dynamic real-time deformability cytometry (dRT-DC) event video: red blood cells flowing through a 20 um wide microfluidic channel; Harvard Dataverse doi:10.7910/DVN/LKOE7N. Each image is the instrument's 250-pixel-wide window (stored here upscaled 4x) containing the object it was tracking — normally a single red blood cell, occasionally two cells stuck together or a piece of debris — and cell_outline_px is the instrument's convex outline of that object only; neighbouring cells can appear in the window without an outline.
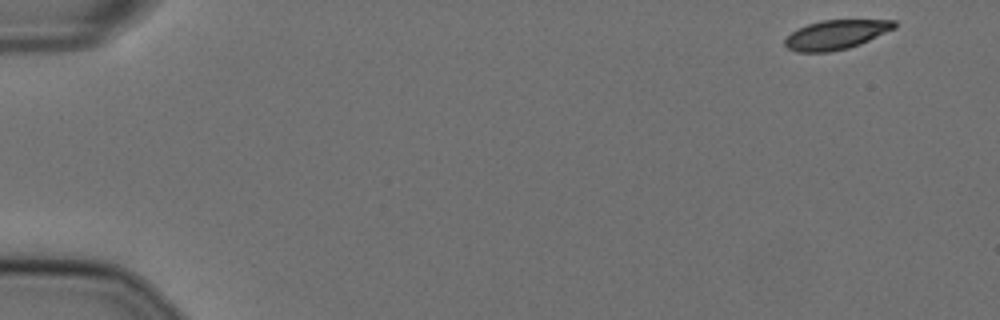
{"species": "Egyptian fruit bat (a non-hibernating species)", "species_latin": "Rousettus aegyptiacus", "temperature_condition": "cold", "stored_images_in_passage": 54, "camera_frame_rate_fps": 3000, "um_per_image_px": 0.085, "animal": {"sex": "female"}, "frame": {"image": 1, "passage_image": 1, "time_ms": 0.0, "image_size_px": [1000, 320], "cell_outline_px": [[896, 28], [860, 44], [848, 48], [828, 52], [796, 52], [788, 48], [784, 44], [784, 40], [792, 32], [808, 24], [820, 20], [896, 20]], "centroid_in_image_um": [71.07, 2.95], "position_along_channel_um": 13.9, "area_um2": 18.61}}
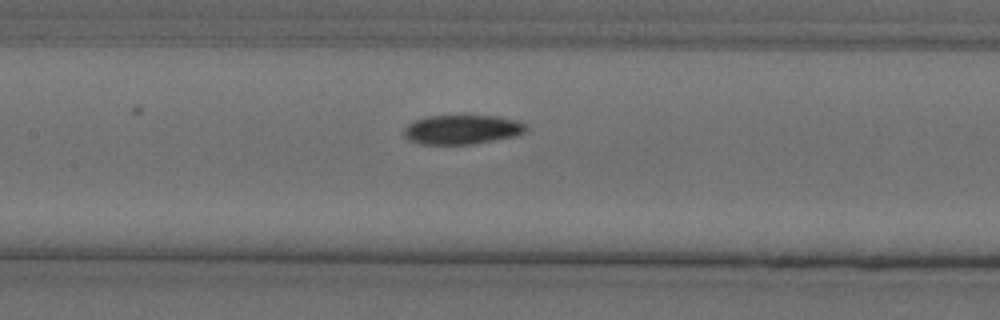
{"frame": {"image": 2, "passage_image": 25, "time_ms": 8.0, "image_size_px": [1000, 320], "cell_outline_px": [[528, 128], [524, 132], [516, 136], [472, 144], [420, 144], [408, 140], [404, 136], [404, 128], [412, 120], [424, 116], [496, 116], [520, 120], [528, 124]], "centroid_in_image_um": [39.28, 11.0], "position_along_channel_um": 168.1, "area_um2": 21.15}}
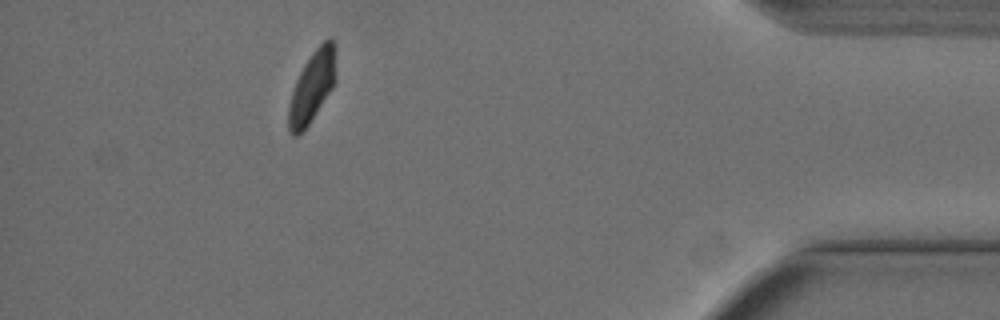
{"frame": {"image": 3, "passage_image": 49, "time_ms": 16.0, "image_size_px": [1000, 320], "cell_outline_px": [[336, 80], [332, 88], [304, 132], [296, 136], [292, 136], [288, 132], [288, 104], [296, 80], [304, 64], [312, 52], [328, 36], [332, 36], [336, 44]], "centroid_in_image_um": [26.55, 7.35], "position_along_channel_um": 408.7, "area_um2": 20.11}, "authors_computed_cell_mechanics": {"area_um2": 21.1837, "velocity_mm_per_s": 3.5862, "shape_relaxation_time_tau1_ms": 7.0331, "shape_relaxation_time_tau2_ms": 5.0776, "deformation_change_tau1": 0.1554, "deformation_change_tau2": 0.0853}}